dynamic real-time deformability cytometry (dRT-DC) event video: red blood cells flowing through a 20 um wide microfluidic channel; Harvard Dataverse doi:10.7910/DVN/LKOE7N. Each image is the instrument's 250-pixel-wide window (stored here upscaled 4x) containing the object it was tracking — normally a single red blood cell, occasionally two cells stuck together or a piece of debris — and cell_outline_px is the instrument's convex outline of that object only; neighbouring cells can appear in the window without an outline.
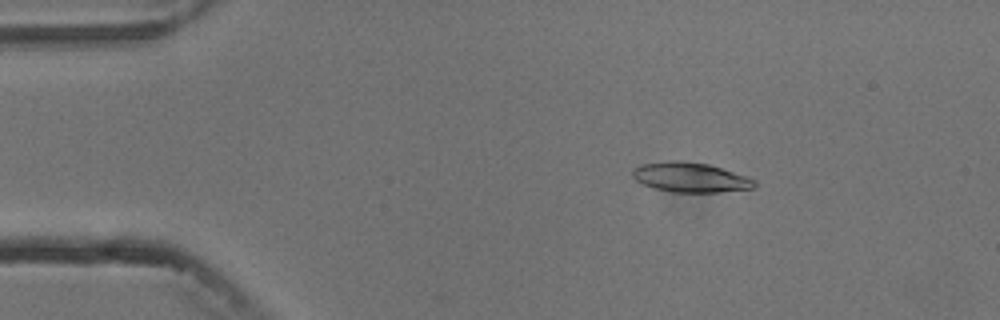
{"species": "common noctule bat (a hibernating species)", "species_latin": "Nyctalus noctula", "temperature_condition": "cold", "stored_images_in_passage": 4, "camera_frame_rate_fps": 3000, "um_per_image_px": 0.085, "animal": {"sex": "male", "body_mass_g": 13.3}, "frame": {"image": 1, "passage_image": 2, "time_ms": 2.0, "image_size_px": [1000, 320], "cell_outline_px": [[756, 184], [752, 188], [720, 192], [672, 192], [652, 188], [636, 180], [632, 176], [632, 168], [640, 164], [668, 160], [680, 160], [708, 164], [756, 180]], "centroid_in_image_um": [58.61, 15.07], "position_along_channel_um": 26.4, "area_um2": 21.1}}